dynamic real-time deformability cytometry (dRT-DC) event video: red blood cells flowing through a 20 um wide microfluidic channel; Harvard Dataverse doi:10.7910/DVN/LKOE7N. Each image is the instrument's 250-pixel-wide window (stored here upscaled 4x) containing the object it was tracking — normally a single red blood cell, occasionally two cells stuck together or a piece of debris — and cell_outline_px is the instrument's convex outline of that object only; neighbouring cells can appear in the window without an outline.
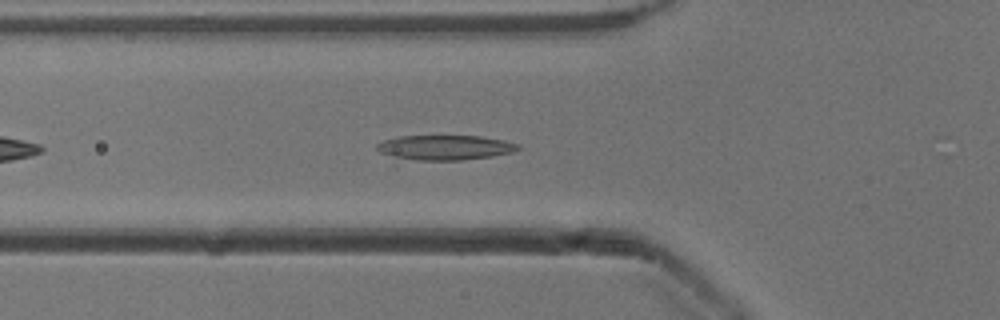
{"species": "common noctule bat (a hibernating species)", "species_latin": "Nyctalus noctula", "temperature_condition": "cold", "stored_images_in_passage": 22, "camera_frame_rate_fps": 3000, "um_per_image_px": 0.085, "animal": {"sex": "male", "body_mass_g": 13.3}, "frame": {"image": 1, "passage_image": 7, "time_ms": 2.0, "image_size_px": [1000, 320], "cell_outline_px": [[520, 148], [512, 152], [492, 156], [464, 160], [392, 164], [376, 148], [376, 144], [384, 140], [400, 136], [480, 136], [504, 140], [520, 144]], "centroid_in_image_um": [37.59, 12.62], "position_along_channel_um": 88.2, "area_um2": 22.08}}
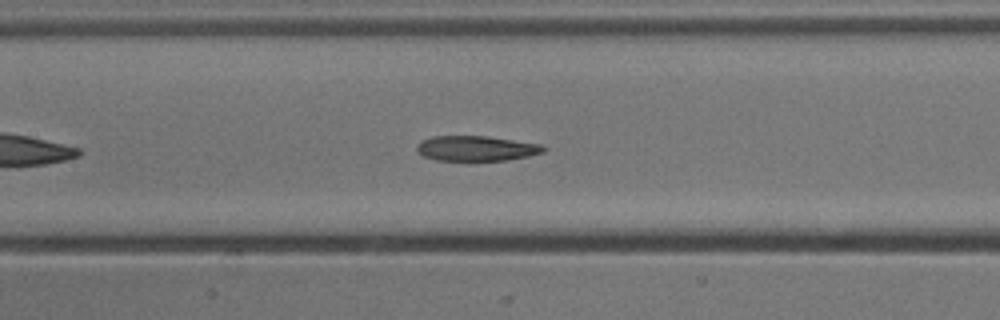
{"frame": {"image": 2, "passage_image": 13, "time_ms": 4.0, "image_size_px": [1000, 320], "cell_outline_px": [[548, 148], [544, 152], [528, 156], [508, 160], [436, 160], [424, 156], [416, 148], [416, 144], [432, 136], [488, 136], [544, 144]], "centroid_in_image_um": [40.56, 12.6], "position_along_channel_um": 166.8, "area_um2": 18.61}}
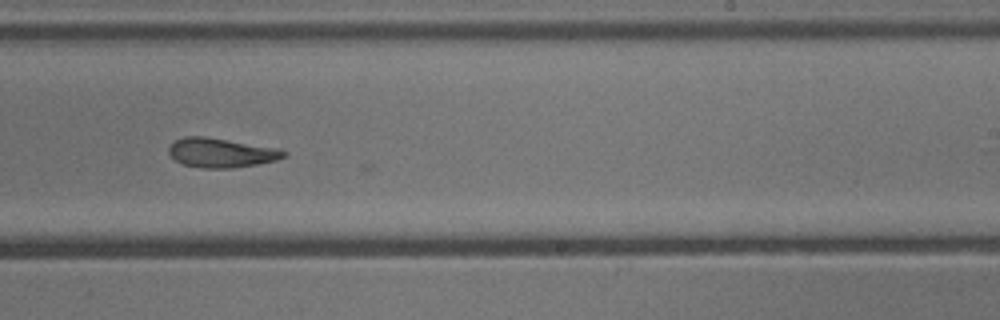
{"frame": {"image": 3, "passage_image": 21, "time_ms": 6.667, "image_size_px": [1000, 320], "cell_outline_px": [[288, 156], [276, 160], [256, 164], [232, 168], [200, 168], [184, 164], [176, 160], [168, 152], [168, 148], [176, 140], [184, 136], [204, 136], [280, 148], [288, 152]], "centroid_in_image_um": [18.84, 12.98], "position_along_channel_um": 270.2, "area_um2": 19.71}}